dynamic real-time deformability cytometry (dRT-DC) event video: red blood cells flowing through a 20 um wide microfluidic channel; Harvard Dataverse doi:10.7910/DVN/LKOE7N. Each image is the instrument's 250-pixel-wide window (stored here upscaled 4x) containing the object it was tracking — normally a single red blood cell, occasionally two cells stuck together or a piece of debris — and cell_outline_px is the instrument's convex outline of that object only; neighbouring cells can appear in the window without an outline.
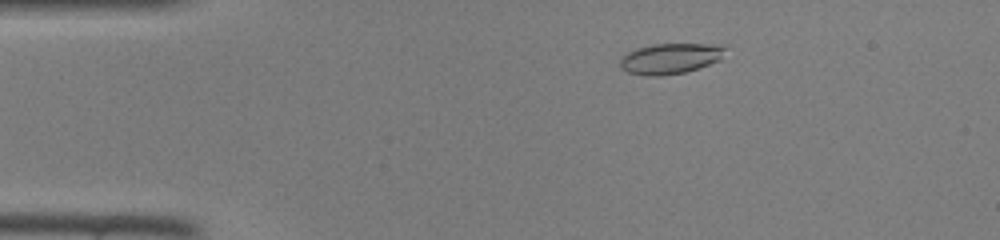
{"species": "common noctule bat (a hibernating species)", "species_latin": "Nyctalus noctula", "temperature_condition": "room temperature", "stored_images_in_passage": 46, "camera_frame_rate_fps": 3000, "um_per_image_px": 0.085, "animal": {"sex": "female", "body_mass_g": 22.0, "forearm_length_mm": 56.7}, "frame": {"image": 1, "passage_image": 8, "time_ms": 2.333, "image_size_px": [1000, 240], "cell_outline_px": [[728, 44], [720, 60], [684, 72], [660, 76], [644, 76], [628, 72], [620, 68], [620, 60], [628, 52], [636, 48], [652, 44]], "centroid_in_image_um": [56.98, 4.96], "position_along_channel_um": 28.0, "area_um2": 18.79}}
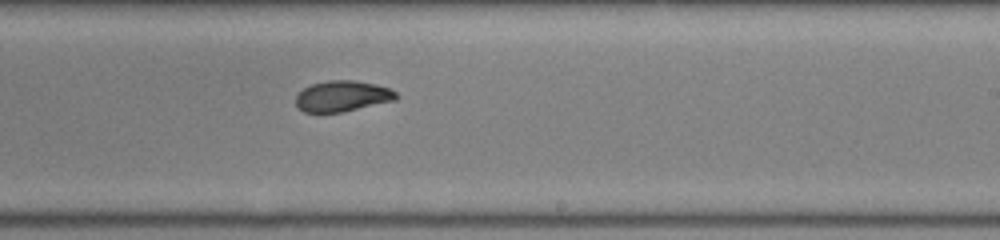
{"frame": {"image": 2, "passage_image": 28, "time_ms": 9.0, "image_size_px": [1000, 240], "cell_outline_px": [[400, 96], [396, 100], [340, 112], [304, 112], [296, 104], [296, 96], [304, 88], [312, 84], [328, 80], [352, 80], [376, 84], [388, 88], [396, 92]], "centroid_in_image_um": [29.12, 8.16], "position_along_channel_um": 259.9, "area_um2": 17.86}}
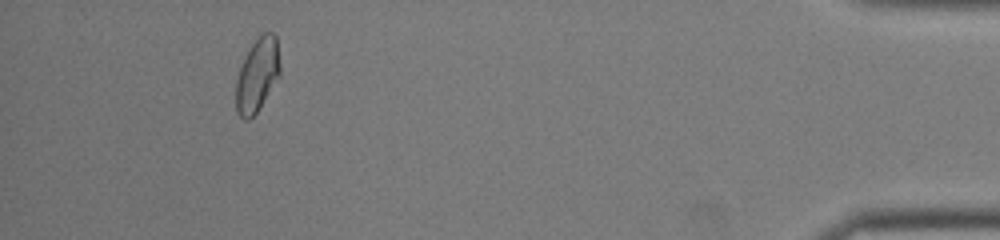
{"frame": {"image": 3, "passage_image": 43, "time_ms": 14.0, "image_size_px": [1000, 240], "cell_outline_px": [[280, 76], [256, 112], [248, 120], [244, 120], [236, 112], [236, 80], [244, 56], [260, 32], [272, 32], [276, 36], [280, 64]], "centroid_in_image_um": [21.87, 6.34], "position_along_channel_um": 413.3, "area_um2": 18.96}}